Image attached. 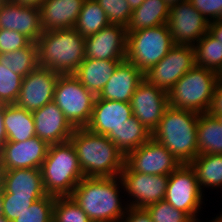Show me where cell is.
Listing matches in <instances>:
<instances>
[{
    "mask_svg": "<svg viewBox=\"0 0 222 222\" xmlns=\"http://www.w3.org/2000/svg\"><path fill=\"white\" fill-rule=\"evenodd\" d=\"M143 79L144 74L134 64L124 60L116 67L97 97L130 103L133 93Z\"/></svg>",
    "mask_w": 222,
    "mask_h": 222,
    "instance_id": "obj_21",
    "label": "cell"
},
{
    "mask_svg": "<svg viewBox=\"0 0 222 222\" xmlns=\"http://www.w3.org/2000/svg\"><path fill=\"white\" fill-rule=\"evenodd\" d=\"M95 99L96 96L74 74L59 75L53 102L74 128H84L89 124Z\"/></svg>",
    "mask_w": 222,
    "mask_h": 222,
    "instance_id": "obj_8",
    "label": "cell"
},
{
    "mask_svg": "<svg viewBox=\"0 0 222 222\" xmlns=\"http://www.w3.org/2000/svg\"><path fill=\"white\" fill-rule=\"evenodd\" d=\"M0 222H8V220L3 216L0 218Z\"/></svg>",
    "mask_w": 222,
    "mask_h": 222,
    "instance_id": "obj_52",
    "label": "cell"
},
{
    "mask_svg": "<svg viewBox=\"0 0 222 222\" xmlns=\"http://www.w3.org/2000/svg\"><path fill=\"white\" fill-rule=\"evenodd\" d=\"M209 22L222 19V0H188Z\"/></svg>",
    "mask_w": 222,
    "mask_h": 222,
    "instance_id": "obj_40",
    "label": "cell"
},
{
    "mask_svg": "<svg viewBox=\"0 0 222 222\" xmlns=\"http://www.w3.org/2000/svg\"><path fill=\"white\" fill-rule=\"evenodd\" d=\"M84 1L45 0L39 7L43 32L74 28Z\"/></svg>",
    "mask_w": 222,
    "mask_h": 222,
    "instance_id": "obj_22",
    "label": "cell"
},
{
    "mask_svg": "<svg viewBox=\"0 0 222 222\" xmlns=\"http://www.w3.org/2000/svg\"><path fill=\"white\" fill-rule=\"evenodd\" d=\"M1 192L14 196H46L41 170L37 168L4 170Z\"/></svg>",
    "mask_w": 222,
    "mask_h": 222,
    "instance_id": "obj_23",
    "label": "cell"
},
{
    "mask_svg": "<svg viewBox=\"0 0 222 222\" xmlns=\"http://www.w3.org/2000/svg\"><path fill=\"white\" fill-rule=\"evenodd\" d=\"M153 222H194L185 212L162 200L145 208Z\"/></svg>",
    "mask_w": 222,
    "mask_h": 222,
    "instance_id": "obj_36",
    "label": "cell"
},
{
    "mask_svg": "<svg viewBox=\"0 0 222 222\" xmlns=\"http://www.w3.org/2000/svg\"><path fill=\"white\" fill-rule=\"evenodd\" d=\"M211 114L215 115V117L219 120L222 124V112H210Z\"/></svg>",
    "mask_w": 222,
    "mask_h": 222,
    "instance_id": "obj_49",
    "label": "cell"
},
{
    "mask_svg": "<svg viewBox=\"0 0 222 222\" xmlns=\"http://www.w3.org/2000/svg\"><path fill=\"white\" fill-rule=\"evenodd\" d=\"M208 32L222 45V19L210 21Z\"/></svg>",
    "mask_w": 222,
    "mask_h": 222,
    "instance_id": "obj_43",
    "label": "cell"
},
{
    "mask_svg": "<svg viewBox=\"0 0 222 222\" xmlns=\"http://www.w3.org/2000/svg\"><path fill=\"white\" fill-rule=\"evenodd\" d=\"M126 27L110 24L85 38V58L126 60Z\"/></svg>",
    "mask_w": 222,
    "mask_h": 222,
    "instance_id": "obj_16",
    "label": "cell"
},
{
    "mask_svg": "<svg viewBox=\"0 0 222 222\" xmlns=\"http://www.w3.org/2000/svg\"><path fill=\"white\" fill-rule=\"evenodd\" d=\"M108 25L109 19L99 3L96 0H85L74 28L86 38Z\"/></svg>",
    "mask_w": 222,
    "mask_h": 222,
    "instance_id": "obj_30",
    "label": "cell"
},
{
    "mask_svg": "<svg viewBox=\"0 0 222 222\" xmlns=\"http://www.w3.org/2000/svg\"><path fill=\"white\" fill-rule=\"evenodd\" d=\"M3 3H4V2H3L2 0H0V8H1V6H2Z\"/></svg>",
    "mask_w": 222,
    "mask_h": 222,
    "instance_id": "obj_54",
    "label": "cell"
},
{
    "mask_svg": "<svg viewBox=\"0 0 222 222\" xmlns=\"http://www.w3.org/2000/svg\"><path fill=\"white\" fill-rule=\"evenodd\" d=\"M195 65L194 47L175 44L161 61L144 73V79L168 93Z\"/></svg>",
    "mask_w": 222,
    "mask_h": 222,
    "instance_id": "obj_10",
    "label": "cell"
},
{
    "mask_svg": "<svg viewBox=\"0 0 222 222\" xmlns=\"http://www.w3.org/2000/svg\"><path fill=\"white\" fill-rule=\"evenodd\" d=\"M164 200L185 212L194 222L204 203L196 174L189 164H181L168 178Z\"/></svg>",
    "mask_w": 222,
    "mask_h": 222,
    "instance_id": "obj_9",
    "label": "cell"
},
{
    "mask_svg": "<svg viewBox=\"0 0 222 222\" xmlns=\"http://www.w3.org/2000/svg\"><path fill=\"white\" fill-rule=\"evenodd\" d=\"M174 45L167 24L127 31L126 60L144 74L161 61Z\"/></svg>",
    "mask_w": 222,
    "mask_h": 222,
    "instance_id": "obj_7",
    "label": "cell"
},
{
    "mask_svg": "<svg viewBox=\"0 0 222 222\" xmlns=\"http://www.w3.org/2000/svg\"><path fill=\"white\" fill-rule=\"evenodd\" d=\"M0 64L25 77L38 67V45L31 42L27 47L0 54Z\"/></svg>",
    "mask_w": 222,
    "mask_h": 222,
    "instance_id": "obj_31",
    "label": "cell"
},
{
    "mask_svg": "<svg viewBox=\"0 0 222 222\" xmlns=\"http://www.w3.org/2000/svg\"><path fill=\"white\" fill-rule=\"evenodd\" d=\"M195 64L213 70L222 71V45L207 32L194 46Z\"/></svg>",
    "mask_w": 222,
    "mask_h": 222,
    "instance_id": "obj_32",
    "label": "cell"
},
{
    "mask_svg": "<svg viewBox=\"0 0 222 222\" xmlns=\"http://www.w3.org/2000/svg\"><path fill=\"white\" fill-rule=\"evenodd\" d=\"M42 197L44 196H14L8 192H2L3 216L9 221H14L33 202Z\"/></svg>",
    "mask_w": 222,
    "mask_h": 222,
    "instance_id": "obj_37",
    "label": "cell"
},
{
    "mask_svg": "<svg viewBox=\"0 0 222 222\" xmlns=\"http://www.w3.org/2000/svg\"><path fill=\"white\" fill-rule=\"evenodd\" d=\"M209 23L188 0L170 7L167 26L174 44L194 46L208 32Z\"/></svg>",
    "mask_w": 222,
    "mask_h": 222,
    "instance_id": "obj_12",
    "label": "cell"
},
{
    "mask_svg": "<svg viewBox=\"0 0 222 222\" xmlns=\"http://www.w3.org/2000/svg\"><path fill=\"white\" fill-rule=\"evenodd\" d=\"M52 222H92L71 196L55 197Z\"/></svg>",
    "mask_w": 222,
    "mask_h": 222,
    "instance_id": "obj_33",
    "label": "cell"
},
{
    "mask_svg": "<svg viewBox=\"0 0 222 222\" xmlns=\"http://www.w3.org/2000/svg\"><path fill=\"white\" fill-rule=\"evenodd\" d=\"M125 164L134 172L169 176L181 164L152 137L125 156Z\"/></svg>",
    "mask_w": 222,
    "mask_h": 222,
    "instance_id": "obj_13",
    "label": "cell"
},
{
    "mask_svg": "<svg viewBox=\"0 0 222 222\" xmlns=\"http://www.w3.org/2000/svg\"><path fill=\"white\" fill-rule=\"evenodd\" d=\"M203 192V188H222V154H201L189 163Z\"/></svg>",
    "mask_w": 222,
    "mask_h": 222,
    "instance_id": "obj_29",
    "label": "cell"
},
{
    "mask_svg": "<svg viewBox=\"0 0 222 222\" xmlns=\"http://www.w3.org/2000/svg\"><path fill=\"white\" fill-rule=\"evenodd\" d=\"M105 11L110 24L127 27L132 9L126 0H96Z\"/></svg>",
    "mask_w": 222,
    "mask_h": 222,
    "instance_id": "obj_38",
    "label": "cell"
},
{
    "mask_svg": "<svg viewBox=\"0 0 222 222\" xmlns=\"http://www.w3.org/2000/svg\"><path fill=\"white\" fill-rule=\"evenodd\" d=\"M106 136L126 156L146 143L152 137V133L136 117L132 116L118 129L110 131Z\"/></svg>",
    "mask_w": 222,
    "mask_h": 222,
    "instance_id": "obj_27",
    "label": "cell"
},
{
    "mask_svg": "<svg viewBox=\"0 0 222 222\" xmlns=\"http://www.w3.org/2000/svg\"><path fill=\"white\" fill-rule=\"evenodd\" d=\"M4 104H0V151L7 142L6 130L3 121Z\"/></svg>",
    "mask_w": 222,
    "mask_h": 222,
    "instance_id": "obj_44",
    "label": "cell"
},
{
    "mask_svg": "<svg viewBox=\"0 0 222 222\" xmlns=\"http://www.w3.org/2000/svg\"><path fill=\"white\" fill-rule=\"evenodd\" d=\"M219 78L222 79V71L219 73Z\"/></svg>",
    "mask_w": 222,
    "mask_h": 222,
    "instance_id": "obj_53",
    "label": "cell"
},
{
    "mask_svg": "<svg viewBox=\"0 0 222 222\" xmlns=\"http://www.w3.org/2000/svg\"><path fill=\"white\" fill-rule=\"evenodd\" d=\"M40 170L46 194L54 197L71 196L84 178L77 152L70 140L49 145Z\"/></svg>",
    "mask_w": 222,
    "mask_h": 222,
    "instance_id": "obj_5",
    "label": "cell"
},
{
    "mask_svg": "<svg viewBox=\"0 0 222 222\" xmlns=\"http://www.w3.org/2000/svg\"><path fill=\"white\" fill-rule=\"evenodd\" d=\"M218 80V73L195 65L168 92L169 106L198 114L209 112Z\"/></svg>",
    "mask_w": 222,
    "mask_h": 222,
    "instance_id": "obj_6",
    "label": "cell"
},
{
    "mask_svg": "<svg viewBox=\"0 0 222 222\" xmlns=\"http://www.w3.org/2000/svg\"><path fill=\"white\" fill-rule=\"evenodd\" d=\"M70 141L84 177L120 176L125 156L107 136L92 133L86 127L75 128Z\"/></svg>",
    "mask_w": 222,
    "mask_h": 222,
    "instance_id": "obj_2",
    "label": "cell"
},
{
    "mask_svg": "<svg viewBox=\"0 0 222 222\" xmlns=\"http://www.w3.org/2000/svg\"><path fill=\"white\" fill-rule=\"evenodd\" d=\"M32 41L17 31L0 29V54L27 47Z\"/></svg>",
    "mask_w": 222,
    "mask_h": 222,
    "instance_id": "obj_39",
    "label": "cell"
},
{
    "mask_svg": "<svg viewBox=\"0 0 222 222\" xmlns=\"http://www.w3.org/2000/svg\"><path fill=\"white\" fill-rule=\"evenodd\" d=\"M23 76L0 64V104H15L21 89Z\"/></svg>",
    "mask_w": 222,
    "mask_h": 222,
    "instance_id": "obj_35",
    "label": "cell"
},
{
    "mask_svg": "<svg viewBox=\"0 0 222 222\" xmlns=\"http://www.w3.org/2000/svg\"><path fill=\"white\" fill-rule=\"evenodd\" d=\"M170 7L164 0H144L131 13L126 31L157 27L167 24Z\"/></svg>",
    "mask_w": 222,
    "mask_h": 222,
    "instance_id": "obj_26",
    "label": "cell"
},
{
    "mask_svg": "<svg viewBox=\"0 0 222 222\" xmlns=\"http://www.w3.org/2000/svg\"><path fill=\"white\" fill-rule=\"evenodd\" d=\"M169 7H171L172 5L187 1V0H164Z\"/></svg>",
    "mask_w": 222,
    "mask_h": 222,
    "instance_id": "obj_47",
    "label": "cell"
},
{
    "mask_svg": "<svg viewBox=\"0 0 222 222\" xmlns=\"http://www.w3.org/2000/svg\"><path fill=\"white\" fill-rule=\"evenodd\" d=\"M45 0H11V2L26 6L40 7Z\"/></svg>",
    "mask_w": 222,
    "mask_h": 222,
    "instance_id": "obj_45",
    "label": "cell"
},
{
    "mask_svg": "<svg viewBox=\"0 0 222 222\" xmlns=\"http://www.w3.org/2000/svg\"><path fill=\"white\" fill-rule=\"evenodd\" d=\"M209 112H222V79L220 78L215 87L213 103Z\"/></svg>",
    "mask_w": 222,
    "mask_h": 222,
    "instance_id": "obj_42",
    "label": "cell"
},
{
    "mask_svg": "<svg viewBox=\"0 0 222 222\" xmlns=\"http://www.w3.org/2000/svg\"><path fill=\"white\" fill-rule=\"evenodd\" d=\"M133 116L131 104L122 101L99 99L96 96L92 116L86 128L92 133L106 136Z\"/></svg>",
    "mask_w": 222,
    "mask_h": 222,
    "instance_id": "obj_20",
    "label": "cell"
},
{
    "mask_svg": "<svg viewBox=\"0 0 222 222\" xmlns=\"http://www.w3.org/2000/svg\"><path fill=\"white\" fill-rule=\"evenodd\" d=\"M120 178L123 190L133 199L127 203L130 208H146L164 200L169 176L134 172L125 164Z\"/></svg>",
    "mask_w": 222,
    "mask_h": 222,
    "instance_id": "obj_11",
    "label": "cell"
},
{
    "mask_svg": "<svg viewBox=\"0 0 222 222\" xmlns=\"http://www.w3.org/2000/svg\"><path fill=\"white\" fill-rule=\"evenodd\" d=\"M0 29L17 31L37 42L43 33L40 8L4 2L0 8Z\"/></svg>",
    "mask_w": 222,
    "mask_h": 222,
    "instance_id": "obj_19",
    "label": "cell"
},
{
    "mask_svg": "<svg viewBox=\"0 0 222 222\" xmlns=\"http://www.w3.org/2000/svg\"><path fill=\"white\" fill-rule=\"evenodd\" d=\"M49 145L34 136L23 142H6L0 151V163L4 170L40 169Z\"/></svg>",
    "mask_w": 222,
    "mask_h": 222,
    "instance_id": "obj_17",
    "label": "cell"
},
{
    "mask_svg": "<svg viewBox=\"0 0 222 222\" xmlns=\"http://www.w3.org/2000/svg\"><path fill=\"white\" fill-rule=\"evenodd\" d=\"M199 114L168 106L152 138L162 144L180 164H189L198 156L197 123Z\"/></svg>",
    "mask_w": 222,
    "mask_h": 222,
    "instance_id": "obj_3",
    "label": "cell"
},
{
    "mask_svg": "<svg viewBox=\"0 0 222 222\" xmlns=\"http://www.w3.org/2000/svg\"><path fill=\"white\" fill-rule=\"evenodd\" d=\"M3 217L2 192L0 191V218Z\"/></svg>",
    "mask_w": 222,
    "mask_h": 222,
    "instance_id": "obj_50",
    "label": "cell"
},
{
    "mask_svg": "<svg viewBox=\"0 0 222 222\" xmlns=\"http://www.w3.org/2000/svg\"><path fill=\"white\" fill-rule=\"evenodd\" d=\"M35 134L48 145L67 142L73 134L74 127L65 118L62 110L53 102L32 111Z\"/></svg>",
    "mask_w": 222,
    "mask_h": 222,
    "instance_id": "obj_18",
    "label": "cell"
},
{
    "mask_svg": "<svg viewBox=\"0 0 222 222\" xmlns=\"http://www.w3.org/2000/svg\"><path fill=\"white\" fill-rule=\"evenodd\" d=\"M124 60H96L85 58L74 75L80 83L98 96L116 67Z\"/></svg>",
    "mask_w": 222,
    "mask_h": 222,
    "instance_id": "obj_24",
    "label": "cell"
},
{
    "mask_svg": "<svg viewBox=\"0 0 222 222\" xmlns=\"http://www.w3.org/2000/svg\"><path fill=\"white\" fill-rule=\"evenodd\" d=\"M3 121L7 142H23L36 136L32 112L16 104H4Z\"/></svg>",
    "mask_w": 222,
    "mask_h": 222,
    "instance_id": "obj_25",
    "label": "cell"
},
{
    "mask_svg": "<svg viewBox=\"0 0 222 222\" xmlns=\"http://www.w3.org/2000/svg\"><path fill=\"white\" fill-rule=\"evenodd\" d=\"M120 185L123 186L120 176L84 177L71 197L92 222H120L129 208L119 198Z\"/></svg>",
    "mask_w": 222,
    "mask_h": 222,
    "instance_id": "obj_1",
    "label": "cell"
},
{
    "mask_svg": "<svg viewBox=\"0 0 222 222\" xmlns=\"http://www.w3.org/2000/svg\"><path fill=\"white\" fill-rule=\"evenodd\" d=\"M3 2H11V0H2Z\"/></svg>",
    "mask_w": 222,
    "mask_h": 222,
    "instance_id": "obj_55",
    "label": "cell"
},
{
    "mask_svg": "<svg viewBox=\"0 0 222 222\" xmlns=\"http://www.w3.org/2000/svg\"><path fill=\"white\" fill-rule=\"evenodd\" d=\"M55 197L46 195L33 202L15 222H52Z\"/></svg>",
    "mask_w": 222,
    "mask_h": 222,
    "instance_id": "obj_34",
    "label": "cell"
},
{
    "mask_svg": "<svg viewBox=\"0 0 222 222\" xmlns=\"http://www.w3.org/2000/svg\"><path fill=\"white\" fill-rule=\"evenodd\" d=\"M120 222H153L145 208H128Z\"/></svg>",
    "mask_w": 222,
    "mask_h": 222,
    "instance_id": "obj_41",
    "label": "cell"
},
{
    "mask_svg": "<svg viewBox=\"0 0 222 222\" xmlns=\"http://www.w3.org/2000/svg\"><path fill=\"white\" fill-rule=\"evenodd\" d=\"M211 222H222V214H220L219 216H216V218L213 219Z\"/></svg>",
    "mask_w": 222,
    "mask_h": 222,
    "instance_id": "obj_51",
    "label": "cell"
},
{
    "mask_svg": "<svg viewBox=\"0 0 222 222\" xmlns=\"http://www.w3.org/2000/svg\"><path fill=\"white\" fill-rule=\"evenodd\" d=\"M3 172H4V169L0 163V191L2 190V183H3Z\"/></svg>",
    "mask_w": 222,
    "mask_h": 222,
    "instance_id": "obj_48",
    "label": "cell"
},
{
    "mask_svg": "<svg viewBox=\"0 0 222 222\" xmlns=\"http://www.w3.org/2000/svg\"><path fill=\"white\" fill-rule=\"evenodd\" d=\"M59 73L48 68L37 67L23 77L16 105L28 111L42 108L53 101Z\"/></svg>",
    "mask_w": 222,
    "mask_h": 222,
    "instance_id": "obj_15",
    "label": "cell"
},
{
    "mask_svg": "<svg viewBox=\"0 0 222 222\" xmlns=\"http://www.w3.org/2000/svg\"><path fill=\"white\" fill-rule=\"evenodd\" d=\"M126 1L129 3L132 11L138 8L144 2V0H126Z\"/></svg>",
    "mask_w": 222,
    "mask_h": 222,
    "instance_id": "obj_46",
    "label": "cell"
},
{
    "mask_svg": "<svg viewBox=\"0 0 222 222\" xmlns=\"http://www.w3.org/2000/svg\"><path fill=\"white\" fill-rule=\"evenodd\" d=\"M36 43L38 66L59 74H74L85 59V37L75 28L45 31Z\"/></svg>",
    "mask_w": 222,
    "mask_h": 222,
    "instance_id": "obj_4",
    "label": "cell"
},
{
    "mask_svg": "<svg viewBox=\"0 0 222 222\" xmlns=\"http://www.w3.org/2000/svg\"><path fill=\"white\" fill-rule=\"evenodd\" d=\"M197 147L198 155L222 154V124L210 112L199 114Z\"/></svg>",
    "mask_w": 222,
    "mask_h": 222,
    "instance_id": "obj_28",
    "label": "cell"
},
{
    "mask_svg": "<svg viewBox=\"0 0 222 222\" xmlns=\"http://www.w3.org/2000/svg\"><path fill=\"white\" fill-rule=\"evenodd\" d=\"M130 104L133 116L152 133L169 106L168 93L143 79L133 93Z\"/></svg>",
    "mask_w": 222,
    "mask_h": 222,
    "instance_id": "obj_14",
    "label": "cell"
}]
</instances>
